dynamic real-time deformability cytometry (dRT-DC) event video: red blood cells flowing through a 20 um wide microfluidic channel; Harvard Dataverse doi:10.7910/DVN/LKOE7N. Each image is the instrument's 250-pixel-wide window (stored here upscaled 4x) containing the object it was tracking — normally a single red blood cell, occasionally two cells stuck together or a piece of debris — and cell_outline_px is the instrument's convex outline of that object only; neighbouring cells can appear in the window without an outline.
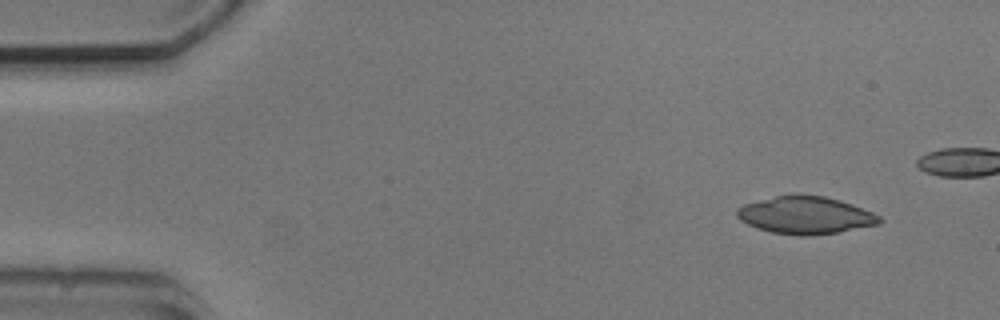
{"species": "common noctule bat (a hibernating species)", "species_latin": "Nyctalus noctula", "temperature_condition": "cold", "stored_images_in_passage": 4, "camera_frame_rate_fps": 3000, "um_per_image_px": 0.085, "animal": {"sex": "male", "body_mass_g": 20.5, "forearm_length_mm": 52.5}, "frame": {"image": 1, "passage_image": 1, "time_ms": 0.0, "image_size_px": [1000, 320], "cell_outline_px": [[884, 220], [880, 224], [840, 232], [812, 236], [800, 236], [772, 232], [756, 228], [740, 220], [736, 216], [736, 208], [744, 204], [792, 192], [824, 196], [840, 200], [852, 204], [872, 212], [880, 216]], "centroid_in_image_um": [68.47, 18.28], "position_along_channel_um": 16.5, "area_um2": 31.67}}